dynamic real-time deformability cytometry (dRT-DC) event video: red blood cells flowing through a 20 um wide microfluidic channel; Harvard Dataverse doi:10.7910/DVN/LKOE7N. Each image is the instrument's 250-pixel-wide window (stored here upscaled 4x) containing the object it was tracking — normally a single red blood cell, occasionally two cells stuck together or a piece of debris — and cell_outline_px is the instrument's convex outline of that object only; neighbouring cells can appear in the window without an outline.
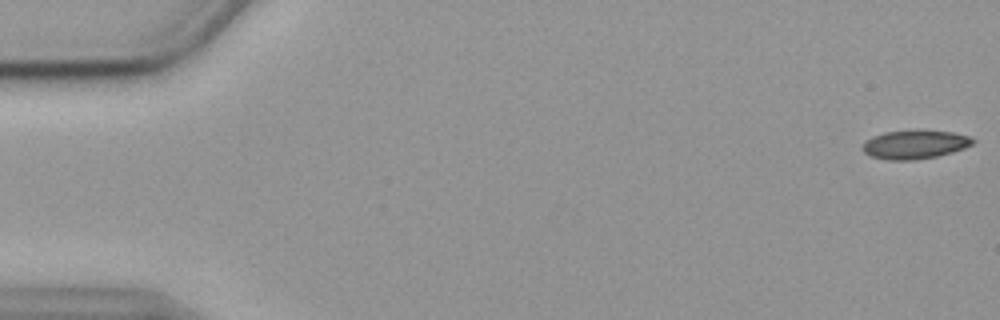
{"species": "common noctule bat (a hibernating species)", "species_latin": "Nyctalus noctula", "temperature_condition": "cold", "stored_images_in_passage": 55, "camera_frame_rate_fps": 3000, "um_per_image_px": 0.085, "animal": {"sex": "female", "body_mass_g": 19.9}, "frame": {"image": 1, "passage_image": 1, "time_ms": 0.0, "image_size_px": [1000, 320], "cell_outline_px": [[976, 140], [972, 144], [964, 148], [952, 152], [936, 156], [916, 160], [888, 160], [868, 156], [860, 148], [864, 140], [872, 136], [884, 132], [952, 132], [968, 136]], "centroid_in_image_um": [77.68, 12.32], "position_along_channel_um": 7.3, "area_um2": 18.09}}
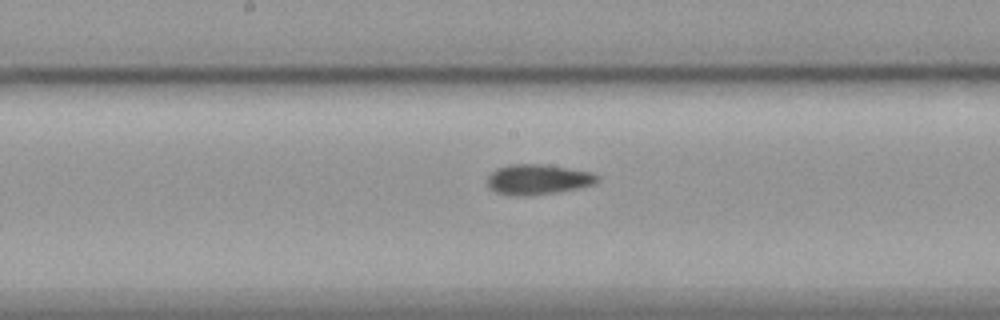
{"frame": {"image": 2, "passage_image": 29, "time_ms": 9.333, "image_size_px": [1000, 320], "cell_outline_px": [[600, 180], [596, 184], [580, 188], [556, 192], [528, 196], [508, 196], [496, 192], [488, 188], [488, 176], [496, 168], [508, 164], [548, 164], [592, 172], [600, 176]], "centroid_in_image_um": [45.75, 15.25], "position_along_channel_um": 202.5, "area_um2": 19.88}}
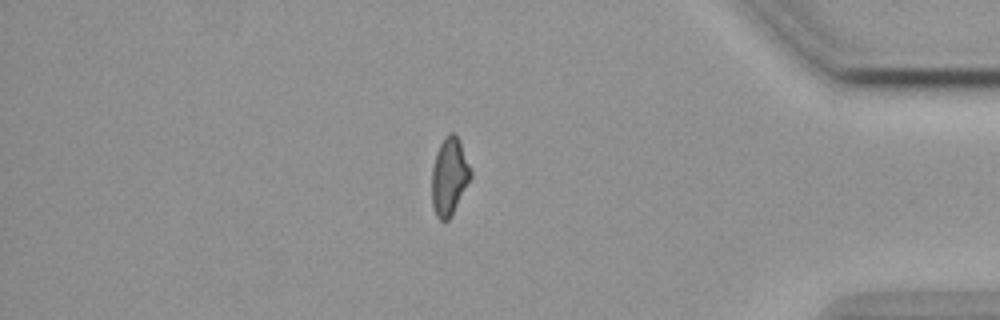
{"frame": {"image": 3, "passage_image": 48, "time_ms": 15.667, "image_size_px": [1000, 320], "cell_outline_px": [[472, 176], [452, 216], [448, 220], [440, 220], [436, 216], [432, 204], [432, 168], [436, 152], [440, 144], [448, 132], [456, 132], [460, 140], [472, 172]], "centroid_in_image_um": [38.2, 14.98], "position_along_channel_um": 397.0, "area_um2": 17.74}}